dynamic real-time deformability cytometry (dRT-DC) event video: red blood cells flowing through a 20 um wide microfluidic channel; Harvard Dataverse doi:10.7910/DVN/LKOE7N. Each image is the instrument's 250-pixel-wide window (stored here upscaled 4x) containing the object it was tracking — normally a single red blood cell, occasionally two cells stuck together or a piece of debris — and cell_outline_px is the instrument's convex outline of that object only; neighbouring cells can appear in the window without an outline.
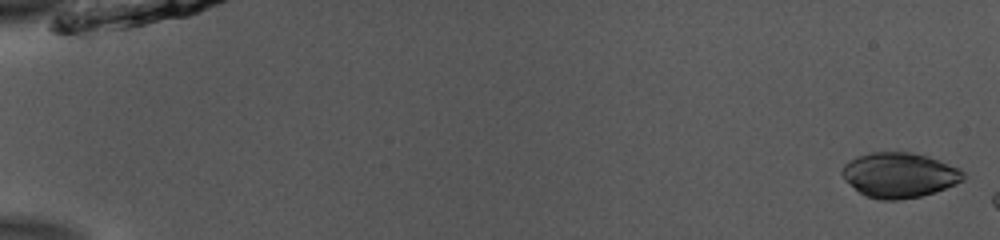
{"species": "common noctule bat (a hibernating species)", "species_latin": "Nyctalus noctula", "temperature_condition": "room temperature", "stored_images_in_passage": 7, "camera_frame_rate_fps": 3000, "um_per_image_px": 0.085, "animal": {"sex": "male", "body_mass_g": 13.0, "forearm_length_mm": 53.1}, "frame": {"image": 1, "passage_image": 1, "time_ms": 0.0, "image_size_px": [1000, 240], "cell_outline_px": [[964, 180], [956, 184], [920, 196], [896, 200], [884, 200], [864, 196], [840, 172], [844, 164], [856, 156], [872, 152], [912, 152], [960, 168], [964, 172]], "centroid_in_image_um": [76.44, 14.87], "position_along_channel_um": 8.6, "area_um2": 31.27}}